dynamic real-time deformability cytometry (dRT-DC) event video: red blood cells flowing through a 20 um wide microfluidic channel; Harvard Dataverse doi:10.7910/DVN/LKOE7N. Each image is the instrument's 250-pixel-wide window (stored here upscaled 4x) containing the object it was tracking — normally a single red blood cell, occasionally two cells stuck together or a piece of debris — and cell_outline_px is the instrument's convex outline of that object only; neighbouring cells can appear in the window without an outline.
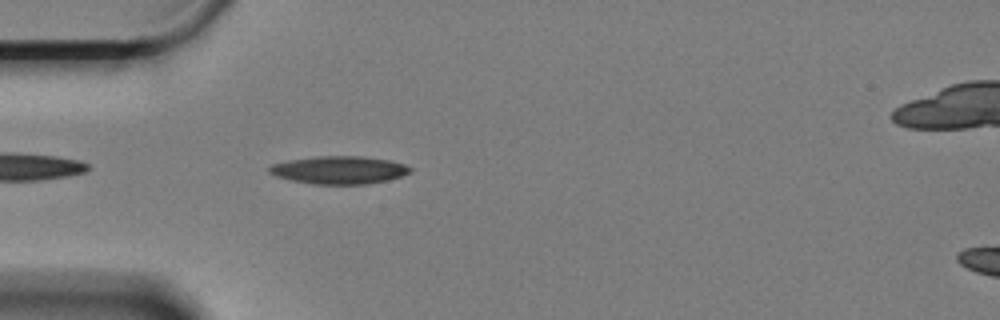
{"species": "Egyptian fruit bat (a non-hibernating species)", "species_latin": "Rousettus aegyptiacus", "temperature_condition": "cold", "stored_images_in_passage": 30, "camera_frame_rate_fps": 3000, "um_per_image_px": 0.085, "animal": {"sex": "female"}, "frame": {"image": 1, "passage_image": 4, "time_ms": 1.0, "image_size_px": [1000, 320], "cell_outline_px": [[412, 168], [408, 172], [400, 176], [384, 180], [364, 184], [316, 184], [292, 180], [276, 176], [268, 172], [268, 168], [272, 164], [288, 160], [316, 156], [360, 156], [388, 160], [404, 164]], "centroid_in_image_um": [28.77, 14.44], "position_along_channel_um": 56.2, "area_um2": 22.48}}
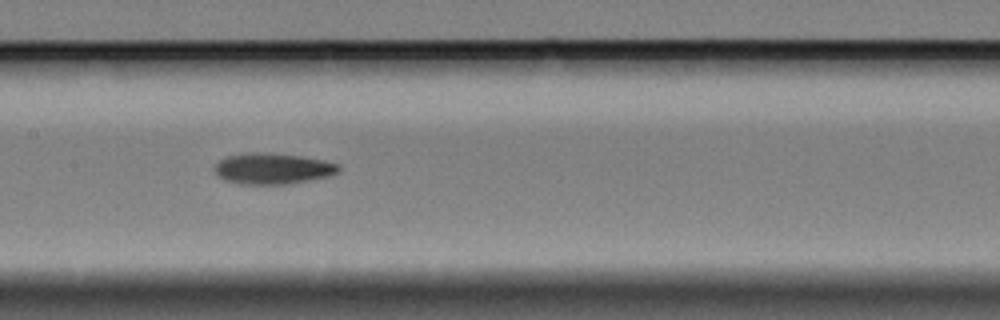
{"frame": {"image": 2, "passage_image": 16, "time_ms": 5.0, "image_size_px": [1000, 320], "cell_outline_px": [[340, 168], [336, 172], [328, 176], [288, 184], [240, 184], [224, 180], [216, 172], [216, 164], [220, 160], [228, 156], [248, 152], [268, 152], [300, 156], [324, 160], [340, 164]], "centroid_in_image_um": [23.19, 14.32], "position_along_channel_um": 184.2, "area_um2": 22.25}}
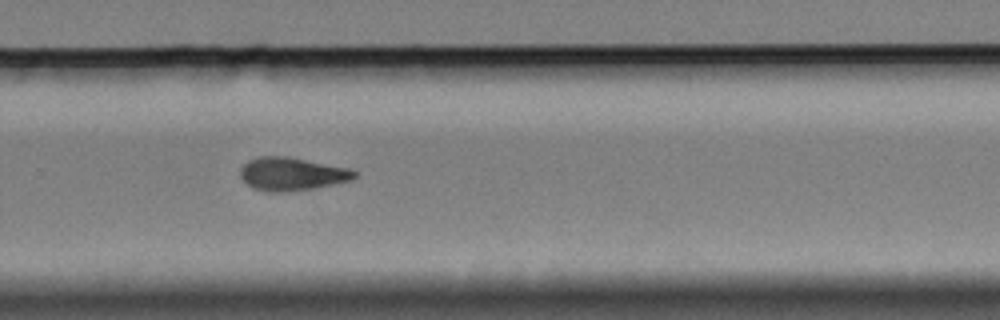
{"frame": {"image": 3, "passage_image": 27, "time_ms": 8.667, "image_size_px": [1000, 320], "cell_outline_px": [[356, 176], [352, 180], [312, 188], [276, 192], [272, 192], [256, 188], [248, 184], [240, 176], [240, 168], [248, 160], [260, 156], [284, 156], [348, 168], [356, 172]], "centroid_in_image_um": [24.78, 14.77], "position_along_channel_um": 305.0, "area_um2": 21.44}}